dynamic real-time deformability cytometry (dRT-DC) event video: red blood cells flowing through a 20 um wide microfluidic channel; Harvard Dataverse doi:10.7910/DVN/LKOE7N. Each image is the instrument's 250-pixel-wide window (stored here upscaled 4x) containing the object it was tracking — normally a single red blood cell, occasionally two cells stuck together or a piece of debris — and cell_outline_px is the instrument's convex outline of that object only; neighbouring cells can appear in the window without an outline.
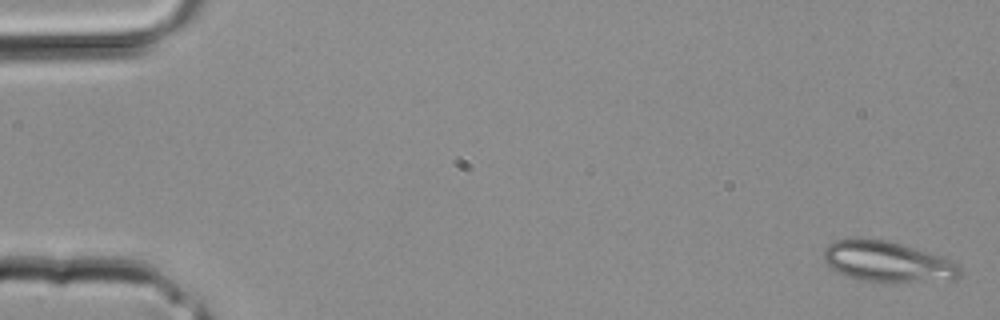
{"species": "common noctule bat (a hibernating species)", "species_latin": "Nyctalus noctula", "temperature_condition": "room temperature", "stored_images_in_passage": 33, "camera_frame_rate_fps": 3000, "um_per_image_px": 0.085, "animal": {"sex": "male", "body_mass_g": 20.4}, "frame": {"image": 1, "passage_image": 1, "time_ms": 0.0, "image_size_px": [1000, 320], "cell_outline_px": [[960, 276], [956, 280], [904, 284], [888, 284], [860, 280], [848, 276], [832, 268], [824, 260], [824, 248], [832, 240], [888, 240], [944, 256], [960, 264]], "centroid_in_image_um": [75.56, 22.3], "position_along_channel_um": 9.4, "area_um2": 33.06}}
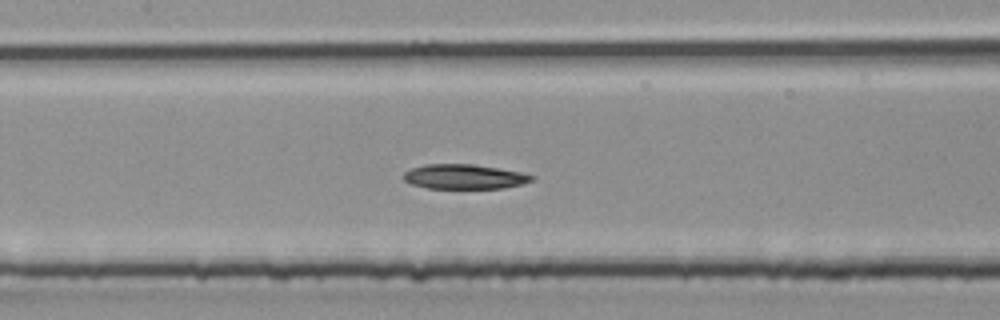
{"frame": {"image": 2, "passage_image": 16, "time_ms": 5.0, "image_size_px": [1000, 320], "cell_outline_px": [[536, 180], [504, 188], [428, 188], [412, 184], [404, 180], [404, 172], [412, 168], [424, 164], [472, 164], [520, 172], [536, 176]], "centroid_in_image_um": [39.48, 15.01], "position_along_channel_um": 167.9, "area_um2": 18.32}}
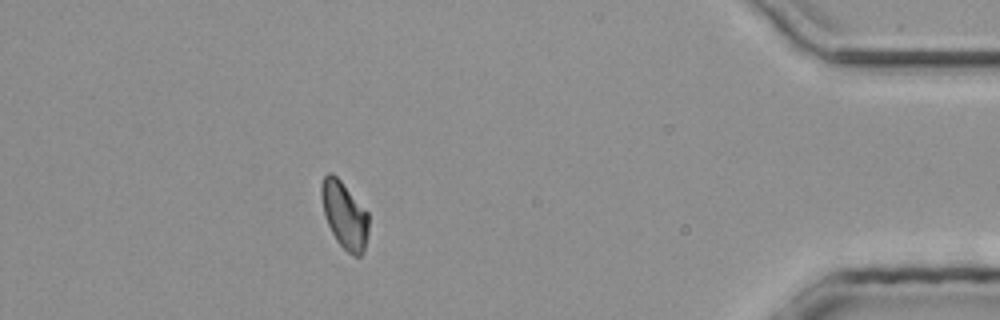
{"frame": {"image": 3, "passage_image": 30, "time_ms": 9.667, "image_size_px": [1000, 320], "cell_outline_px": [[368, 232], [364, 252], [360, 256], [352, 256], [336, 240], [328, 224], [324, 212], [320, 192], [320, 184], [324, 176], [328, 172], [332, 172], [340, 180], [368, 212]], "centroid_in_image_um": [29.28, 18.27], "position_along_channel_um": 405.9, "area_um2": 18.32}}